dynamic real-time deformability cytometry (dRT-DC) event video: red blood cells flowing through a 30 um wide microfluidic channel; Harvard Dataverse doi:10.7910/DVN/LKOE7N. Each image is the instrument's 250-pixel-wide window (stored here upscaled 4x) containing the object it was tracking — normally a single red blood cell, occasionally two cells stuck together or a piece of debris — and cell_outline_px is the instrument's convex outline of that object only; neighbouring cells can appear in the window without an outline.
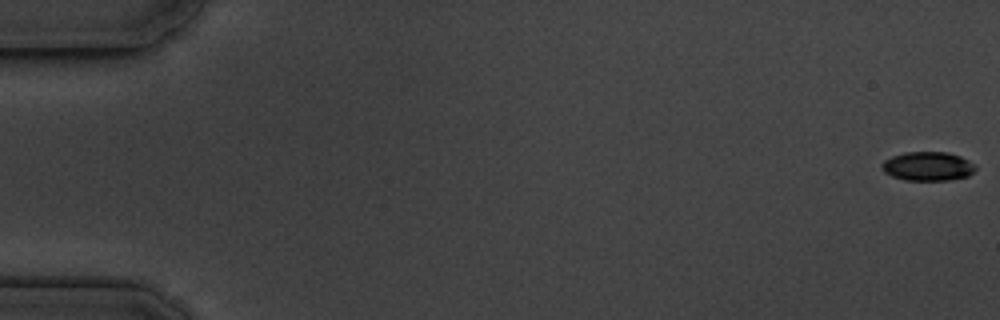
{"species": "common noctule bat (a hibernating species)", "species_latin": "Nyctalus noctula", "temperature_condition": "cold", "stored_images_in_passage": 56, "camera_frame_rate_fps": 3000, "um_per_image_px": 0.085, "animal": {"sex": "male", "body_mass_g": 19.5, "forearm_length_mm": 54.6}, "frame": {"image": 1, "passage_image": 1, "time_ms": 0.0, "image_size_px": [1000, 320], "cell_outline_px": [[976, 168], [968, 176], [948, 180], [908, 180], [892, 176], [884, 172], [880, 168], [880, 164], [884, 160], [892, 156], [904, 152], [948, 152], [960, 156], [968, 160]], "centroid_in_image_um": [78.82, 14.12], "position_along_channel_um": 6.2, "area_um2": 15.78}}
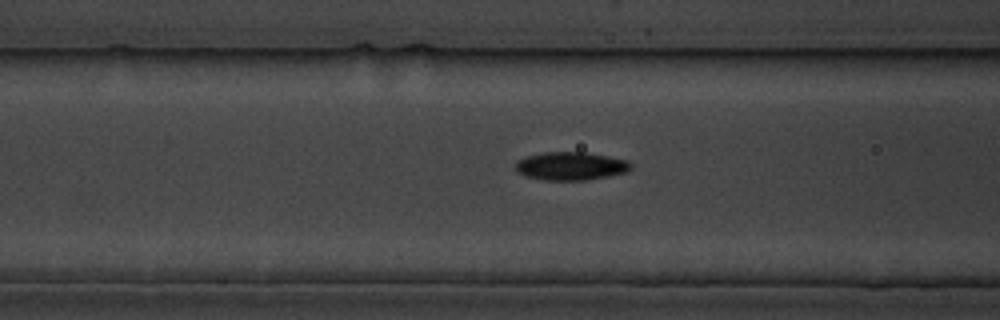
{"frame": {"image": 2, "passage_image": 23, "time_ms": 7.333, "image_size_px": [1000, 320], "cell_outline_px": [[632, 168], [628, 172], [608, 176], [584, 180], [544, 180], [524, 176], [516, 172], [516, 160], [524, 156], [544, 152], [584, 152], [608, 156], [628, 160], [632, 164]], "centroid_in_image_um": [48.5, 14.11], "position_along_channel_um": 118.1, "area_um2": 19.19}}
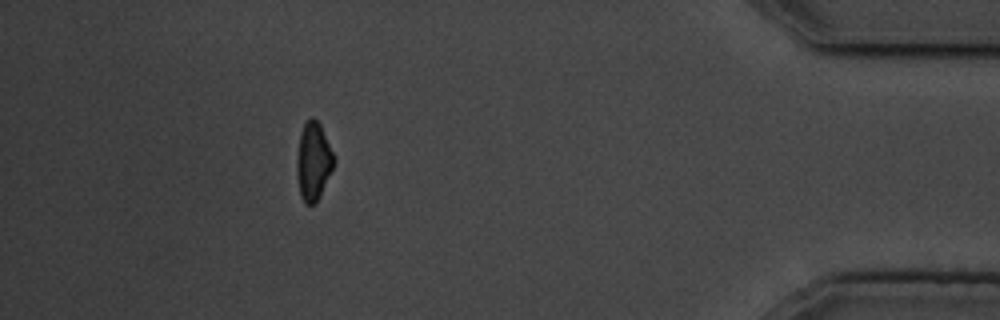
{"frame": {"image": 3, "passage_image": 51, "time_ms": 16.667, "image_size_px": [1000, 320], "cell_outline_px": [[336, 160], [320, 196], [316, 204], [304, 204], [300, 196], [296, 172], [296, 160], [300, 132], [304, 124], [312, 116], [320, 124]], "centroid_in_image_um": [26.62, 13.74], "position_along_channel_um": 408.6, "area_um2": 16.94}, "authors_computed_cell_mechanics": {"area_um2": 17.5712, "velocity_mm_per_s": 3.6489, "shape_relaxation_time_tau1_ms": 2.3343, "shape_relaxation_time_tau2_ms": 4.5716, "deformation_change_tau1": 0.1062, "deformation_change_tau2": 0.0887}}